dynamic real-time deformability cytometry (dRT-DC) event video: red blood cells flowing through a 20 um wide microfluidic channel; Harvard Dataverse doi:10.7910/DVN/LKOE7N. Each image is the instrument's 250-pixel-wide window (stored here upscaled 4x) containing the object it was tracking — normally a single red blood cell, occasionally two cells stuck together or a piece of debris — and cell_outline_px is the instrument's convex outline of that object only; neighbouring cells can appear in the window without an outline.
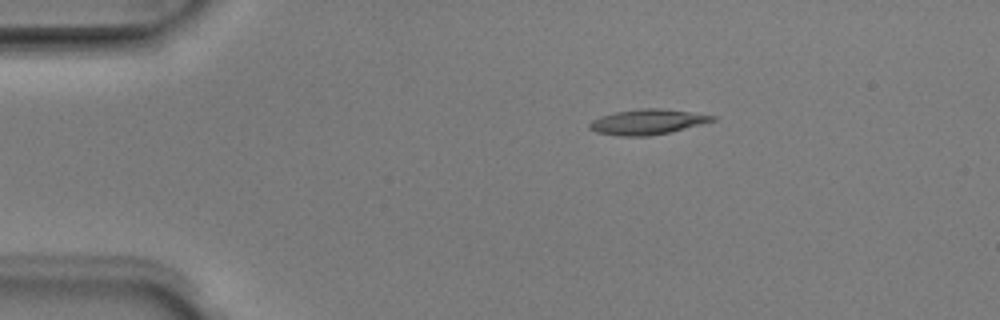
{"species": "Egyptian fruit bat (a non-hibernating species)", "species_latin": "Rousettus aegyptiacus", "temperature_condition": "room temperature", "stored_images_in_passage": 3, "camera_frame_rate_fps": 3000, "um_per_image_px": 0.085, "animal": {"sex": "male"}, "frame": {"image": 1, "passage_image": 1, "time_ms": 0.0, "image_size_px": [1000, 320], "cell_outline_px": [[716, 120], [668, 132], [648, 136], [620, 136], [596, 132], [588, 128], [588, 124], [592, 120], [600, 116], [616, 112], [640, 108], [660, 108], [716, 116]], "centroid_in_image_um": [54.96, 10.36], "position_along_channel_um": 30.0, "area_um2": 17.8}}
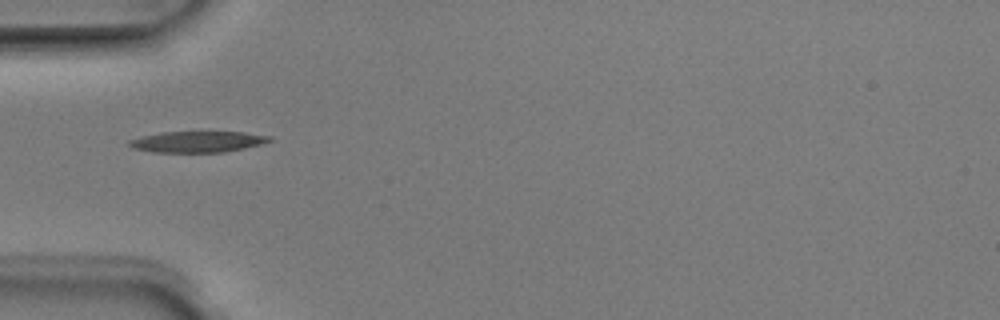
{"frame": {"image": 2, "passage_image": 3, "time_ms": 0.667, "image_size_px": [1000, 320], "cell_outline_px": [[272, 140], [260, 144], [244, 148], [224, 152], [152, 152], [132, 148], [128, 144], [128, 140], [160, 132], [244, 132], [272, 136]], "centroid_in_image_um": [16.78, 12.05], "position_along_channel_um": 68.2, "area_um2": 17.17}}